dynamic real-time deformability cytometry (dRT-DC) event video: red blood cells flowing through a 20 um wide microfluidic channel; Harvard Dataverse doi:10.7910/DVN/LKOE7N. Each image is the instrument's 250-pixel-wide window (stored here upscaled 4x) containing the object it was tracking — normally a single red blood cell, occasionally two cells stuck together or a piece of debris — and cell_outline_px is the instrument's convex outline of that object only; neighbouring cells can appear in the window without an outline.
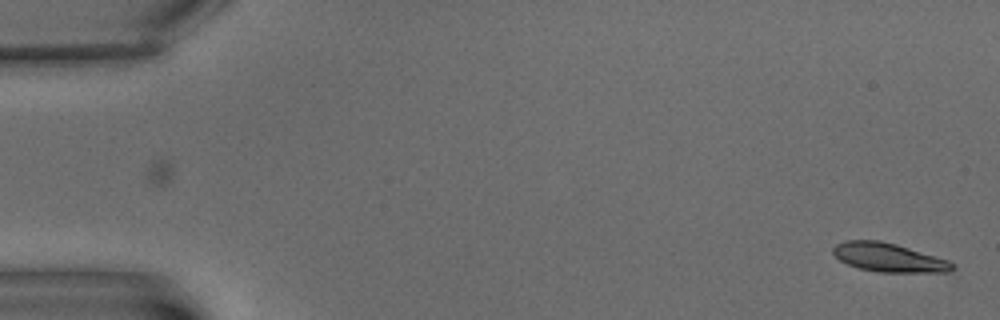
{"species": "common noctule bat (a hibernating species)", "species_latin": "Nyctalus noctula", "temperature_condition": "warm", "stored_images_in_passage": 3, "camera_frame_rate_fps": 3000, "um_per_image_px": 0.085, "animal": {"sex": "male", "body_mass_g": 15.6}, "frame": {"image": 1, "passage_image": 3, "time_ms": 2.0, "image_size_px": [1000, 320], "cell_outline_px": [[956, 268], [952, 272], [880, 272], [860, 268], [848, 264], [840, 260], [832, 252], [832, 248], [836, 244], [844, 240], [880, 240], [896, 244], [948, 260], [956, 264]], "centroid_in_image_um": [75.56, 21.88], "position_along_channel_um": 9.4, "area_um2": 20.0}}